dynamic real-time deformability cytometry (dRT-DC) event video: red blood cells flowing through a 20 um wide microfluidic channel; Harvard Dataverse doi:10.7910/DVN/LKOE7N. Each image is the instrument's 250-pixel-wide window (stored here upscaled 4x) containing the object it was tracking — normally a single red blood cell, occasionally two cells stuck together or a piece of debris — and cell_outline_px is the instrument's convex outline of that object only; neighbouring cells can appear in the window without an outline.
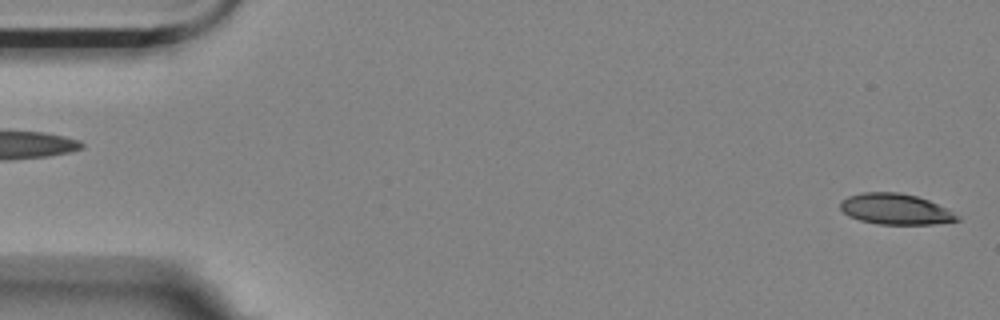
{"species": "Egyptian fruit bat (a non-hibernating species)", "species_latin": "Rousettus aegyptiacus", "temperature_condition": "room temperature", "stored_images_in_passage": 3, "segment_of_instrument_passage": [2, 2], "camera_frame_rate_fps": 3000, "um_per_image_px": 0.085, "animal": {"sex": "female"}, "frame": {"image": 1, "passage_image": 3, "time_ms": 0.667, "image_size_px": [1000, 320], "cell_outline_px": [[960, 220], [932, 224], [880, 224], [860, 220], [848, 216], [840, 208], [840, 200], [848, 196], [864, 192], [900, 192], [916, 196], [928, 200], [952, 212]], "centroid_in_image_um": [76.05, 17.76], "position_along_channel_um": 9.0, "area_um2": 20.69}}